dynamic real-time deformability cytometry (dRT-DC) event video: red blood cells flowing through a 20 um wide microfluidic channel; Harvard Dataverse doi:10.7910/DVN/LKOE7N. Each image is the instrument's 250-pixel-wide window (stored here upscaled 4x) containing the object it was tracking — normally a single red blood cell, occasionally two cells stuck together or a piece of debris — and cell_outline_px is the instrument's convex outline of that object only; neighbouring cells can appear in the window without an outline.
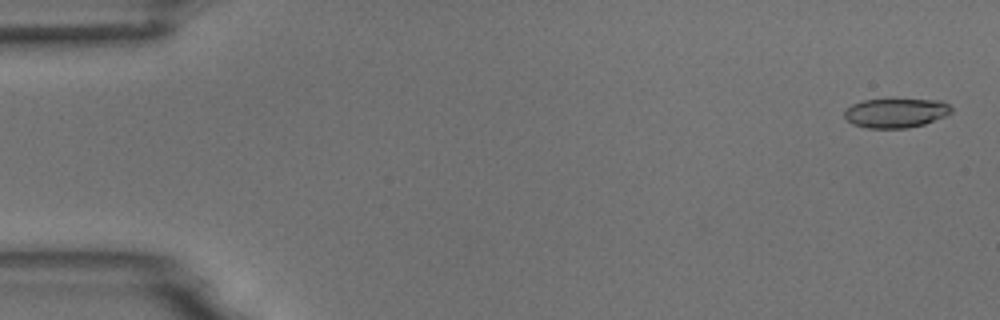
{"species": "common noctule bat (a hibernating species)", "species_latin": "Nyctalus noctula", "temperature_condition": "room temperature", "stored_images_in_passage": 21, "camera_frame_rate_fps": 3000, "um_per_image_px": 0.085, "animal": {"sex": "male", "body_mass_g": 18.8}, "frame": {"image": 1, "passage_image": 2, "time_ms": 0.333, "image_size_px": [1000, 320], "cell_outline_px": [[952, 112], [944, 116], [924, 124], [908, 128], [868, 128], [852, 124], [844, 116], [844, 108], [852, 104], [864, 100], [940, 100], [948, 104], [952, 108]], "centroid_in_image_um": [76.12, 9.61], "position_along_channel_um": 8.9, "area_um2": 18.15}}